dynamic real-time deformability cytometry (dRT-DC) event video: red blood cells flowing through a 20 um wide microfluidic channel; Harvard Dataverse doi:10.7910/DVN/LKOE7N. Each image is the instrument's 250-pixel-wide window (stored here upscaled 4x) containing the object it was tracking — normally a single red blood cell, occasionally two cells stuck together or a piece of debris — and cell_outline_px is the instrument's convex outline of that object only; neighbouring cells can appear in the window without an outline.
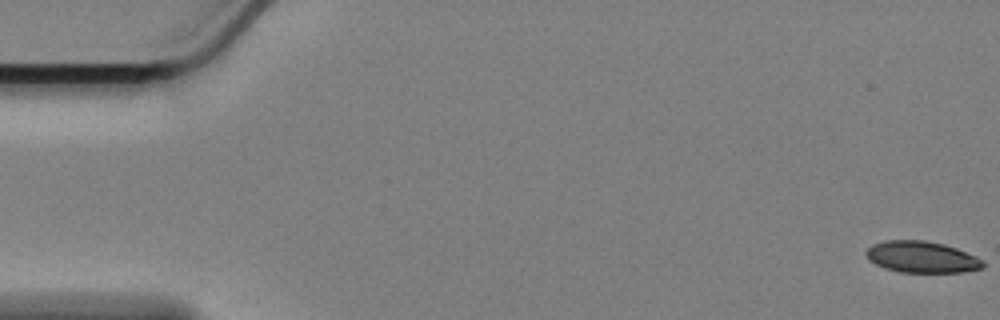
{"species": "Egyptian fruit bat (a non-hibernating species)", "species_latin": "Rousettus aegyptiacus", "temperature_condition": "cold", "stored_images_in_passage": 54, "camera_frame_rate_fps": 3000, "um_per_image_px": 0.085, "animal": {"sex": "female"}, "frame": {"image": 1, "passage_image": 1, "time_ms": 0.0, "image_size_px": [1000, 320], "cell_outline_px": [[984, 268], [960, 272], [900, 272], [884, 268], [868, 260], [864, 252], [872, 244], [884, 240], [924, 240], [944, 244], [956, 248], [976, 256], [984, 260]], "centroid_in_image_um": [78.33, 21.84], "position_along_channel_um": 6.7, "area_um2": 21.56}}
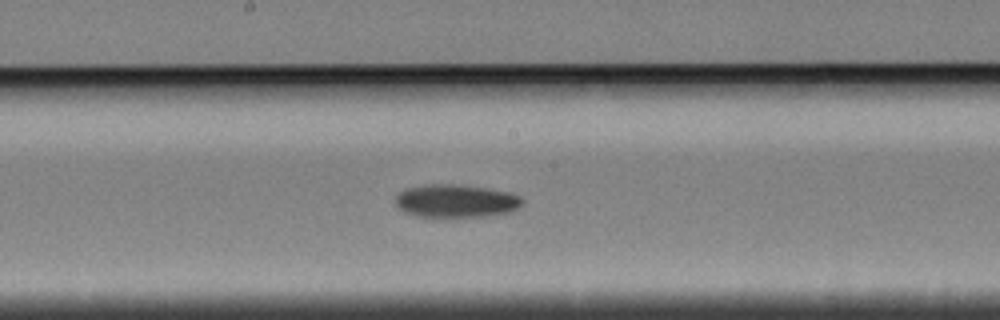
{"frame": {"image": 2, "passage_image": 31, "time_ms": 10.0, "image_size_px": [1000, 320], "cell_outline_px": [[524, 204], [520, 208], [512, 212], [488, 216], [416, 216], [404, 212], [396, 208], [396, 196], [400, 192], [408, 188], [428, 184], [452, 184], [484, 188], [508, 192], [520, 196], [524, 200]], "centroid_in_image_um": [38.79, 17.09], "position_along_channel_um": 209.4, "area_um2": 24.39}}
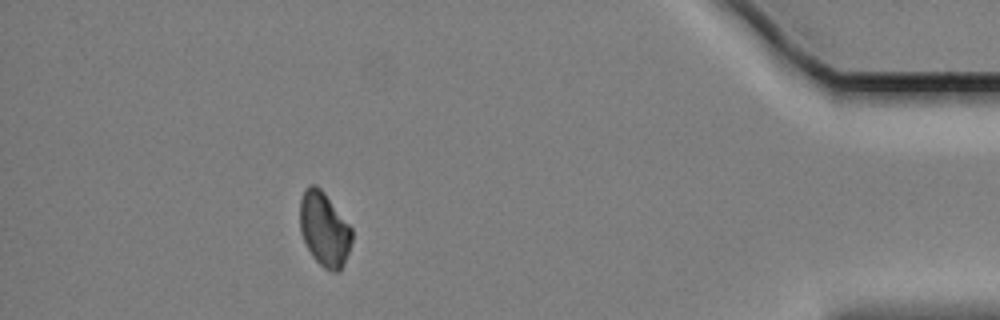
{"frame": {"image": 3, "passage_image": 53, "time_ms": 17.333, "image_size_px": [1000, 320], "cell_outline_px": [[352, 240], [344, 264], [340, 272], [332, 272], [324, 268], [312, 256], [300, 232], [300, 200], [304, 188], [308, 184], [316, 184], [324, 192], [352, 228]], "centroid_in_image_um": [27.56, 19.47], "position_along_channel_um": 407.6, "area_um2": 22.54}}